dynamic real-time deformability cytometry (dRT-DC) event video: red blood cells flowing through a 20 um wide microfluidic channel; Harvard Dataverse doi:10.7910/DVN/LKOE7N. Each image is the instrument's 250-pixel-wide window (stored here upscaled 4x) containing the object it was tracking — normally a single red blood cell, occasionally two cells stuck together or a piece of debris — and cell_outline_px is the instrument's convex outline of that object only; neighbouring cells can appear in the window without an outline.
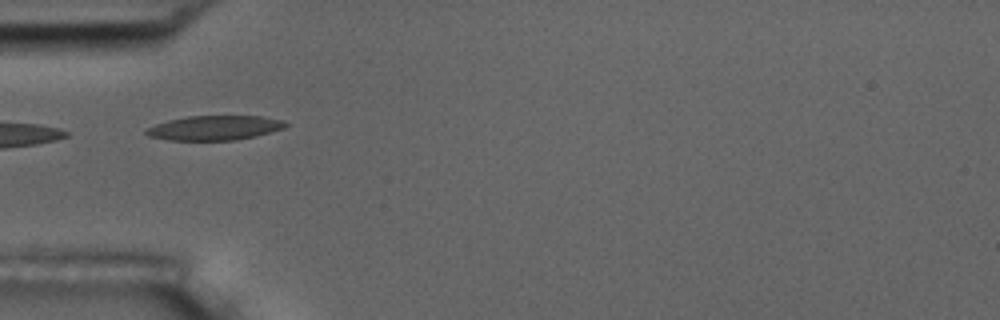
{"species": "common noctule bat (a hibernating species)", "species_latin": "Nyctalus noctula", "temperature_condition": "room temperature", "stored_images_in_passage": 11, "camera_frame_rate_fps": 3000, "um_per_image_px": 0.085, "animal": {"sex": "male", "body_mass_g": 17.5, "forearm_length_mm": 52.3}, "frame": {"image": 1, "passage_image": 5, "time_ms": 5.333, "image_size_px": [1000, 320], "cell_outline_px": [[288, 124], [284, 128], [256, 136], [236, 140], [168, 140], [148, 136], [144, 132], [148, 128], [156, 124], [168, 120], [188, 116], [260, 116], [284, 120]], "centroid_in_image_um": [18.25, 10.87], "position_along_channel_um": 66.8, "area_um2": 19.88}}
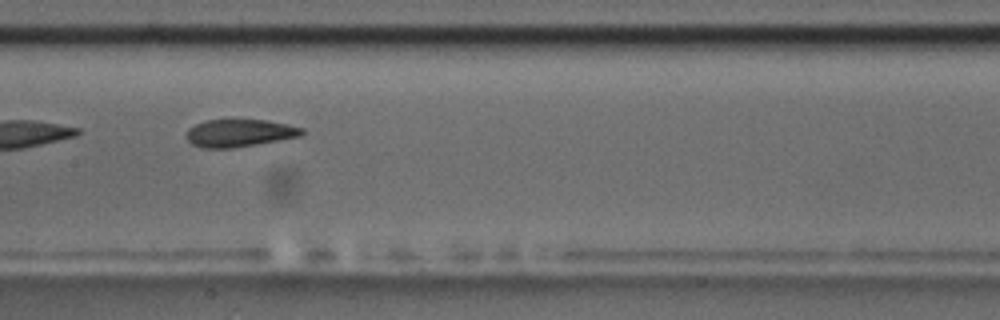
{"frame": {"image": 2, "passage_image": 8, "time_ms": 8.667, "image_size_px": [1000, 320], "cell_outline_px": [[304, 132], [300, 136], [280, 140], [232, 148], [200, 148], [192, 144], [188, 140], [188, 128], [204, 120], [268, 120], [288, 124], [304, 128]], "centroid_in_image_um": [20.37, 11.31], "position_along_channel_um": 187.0, "area_um2": 18.5}}